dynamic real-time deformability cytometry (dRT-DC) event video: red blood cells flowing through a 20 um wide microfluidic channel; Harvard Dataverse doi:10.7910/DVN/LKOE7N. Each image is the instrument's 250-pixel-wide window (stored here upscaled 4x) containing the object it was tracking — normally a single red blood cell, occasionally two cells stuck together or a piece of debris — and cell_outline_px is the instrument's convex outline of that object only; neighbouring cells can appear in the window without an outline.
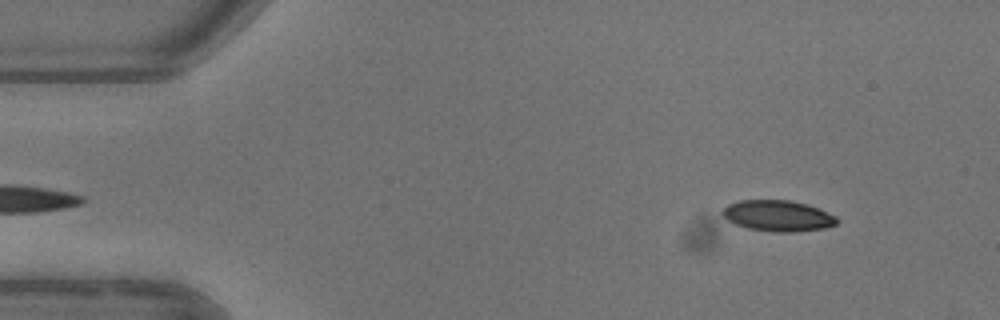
{"species": "common noctule bat (a hibernating species)", "species_latin": "Nyctalus noctula", "temperature_condition": "warm", "stored_images_in_passage": 5, "camera_frame_rate_fps": 3000, "um_per_image_px": 0.085, "animal": {"sex": "female"}, "frame": {"image": 1, "passage_image": 1, "time_ms": 0.0, "image_size_px": [1000, 320], "cell_outline_px": [[840, 220], [836, 224], [824, 228], [796, 232], [772, 232], [748, 228], [736, 224], [728, 220], [720, 212], [728, 204], [740, 200], [788, 200], [808, 204], [836, 216]], "centroid_in_image_um": [66.13, 18.34], "position_along_channel_um": 18.9, "area_um2": 20.69}}
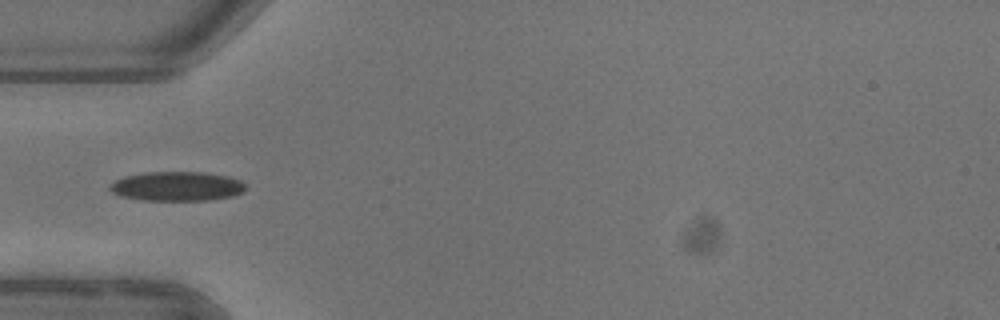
{"frame": {"image": 2, "passage_image": 4, "time_ms": 3.667, "image_size_px": [1000, 320], "cell_outline_px": [[244, 192], [232, 196], [208, 200], [140, 200], [120, 196], [112, 192], [108, 188], [116, 180], [124, 176], [144, 172], [200, 172], [228, 176], [240, 180], [244, 184]], "centroid_in_image_um": [15.02, 15.83], "position_along_channel_um": 70.0, "area_um2": 23.18}}
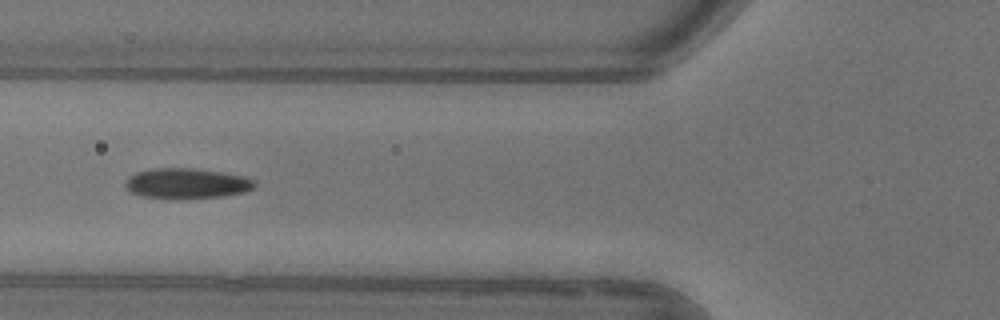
{"frame": {"image": 3, "passage_image": 5, "time_ms": 4.667, "image_size_px": [1000, 320], "cell_outline_px": [[256, 184], [252, 188], [244, 192], [220, 196], [180, 200], [176, 200], [144, 196], [132, 192], [124, 184], [136, 172], [152, 168], [192, 168], [224, 172], [244, 176], [252, 180]], "centroid_in_image_um": [15.88, 15.6], "position_along_channel_um": 109.9, "area_um2": 22.83}}